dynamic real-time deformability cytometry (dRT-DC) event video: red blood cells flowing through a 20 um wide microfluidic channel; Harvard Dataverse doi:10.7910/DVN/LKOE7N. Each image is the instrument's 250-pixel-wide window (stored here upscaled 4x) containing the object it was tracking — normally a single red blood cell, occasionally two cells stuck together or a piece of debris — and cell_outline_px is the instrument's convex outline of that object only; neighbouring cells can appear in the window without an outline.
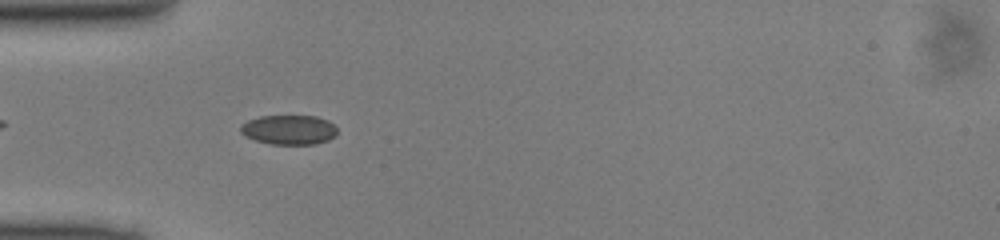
{"species": "common noctule bat (a hibernating species)", "species_latin": "Nyctalus noctula", "temperature_condition": "cold", "stored_images_in_passage": 38, "camera_frame_rate_fps": 3000, "um_per_image_px": 0.085, "animal": {"sex": "male", "body_mass_g": 13.0, "forearm_length_mm": 53.1}, "frame": {"image": 1, "passage_image": 4, "time_ms": 1.0, "image_size_px": [1000, 240], "cell_outline_px": [[336, 136], [328, 140], [316, 144], [272, 144], [256, 140], [244, 136], [240, 132], [240, 124], [248, 120], [260, 116], [316, 116], [328, 120], [336, 128]], "centroid_in_image_um": [24.54, 11.03], "position_along_channel_um": 60.5, "area_um2": 16.7}}
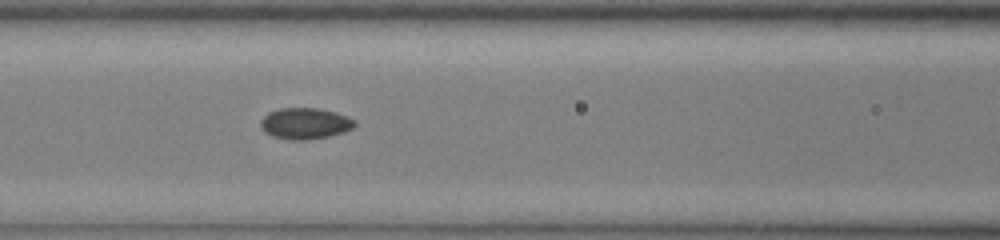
{"frame": {"image": 2, "passage_image": 10, "time_ms": 3.0, "image_size_px": [1000, 240], "cell_outline_px": [[356, 124], [352, 128], [344, 132], [328, 136], [304, 140], [292, 140], [272, 136], [264, 132], [260, 124], [260, 120], [268, 112], [280, 108], [316, 108], [336, 112], [348, 116], [356, 120]], "centroid_in_image_um": [25.93, 10.49], "position_along_channel_um": 140.7, "area_um2": 17.17}}
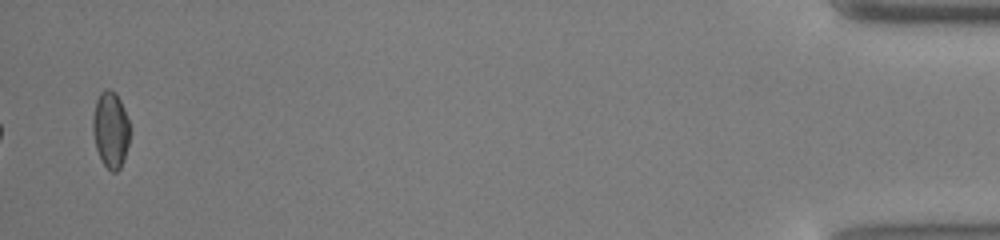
{"frame": {"image": 3, "passage_image": 37, "time_ms": 12.0, "image_size_px": [1000, 240], "cell_outline_px": [[132, 128], [128, 144], [120, 168], [116, 172], [112, 172], [104, 164], [96, 148], [92, 132], [92, 116], [96, 100], [100, 92], [104, 88], [112, 88], [116, 92], [124, 108]], "centroid_in_image_um": [9.41, 10.95], "position_along_channel_um": 425.8, "area_um2": 16.82}}